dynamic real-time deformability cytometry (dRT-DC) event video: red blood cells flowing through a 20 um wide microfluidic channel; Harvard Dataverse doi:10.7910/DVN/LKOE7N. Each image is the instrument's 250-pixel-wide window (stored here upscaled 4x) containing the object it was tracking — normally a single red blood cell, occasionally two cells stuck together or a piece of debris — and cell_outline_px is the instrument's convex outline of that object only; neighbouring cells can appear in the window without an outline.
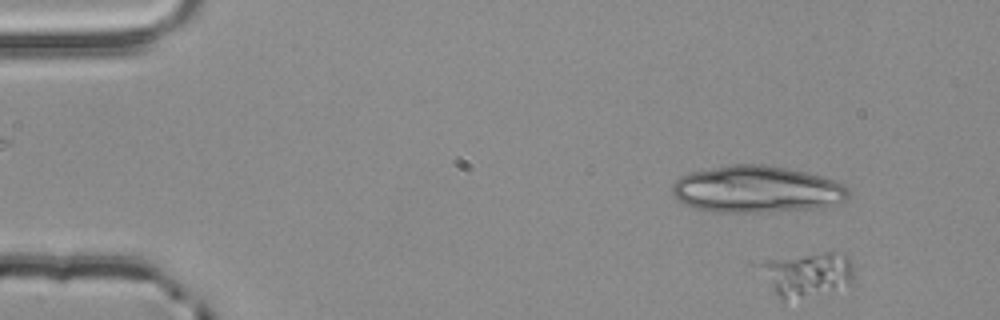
{"species": "common noctule bat (a hibernating species)", "species_latin": "Nyctalus noctula", "temperature_condition": "room temperature", "stored_images_in_passage": 6, "segment_of_instrument_passage": [1, 2], "camera_frame_rate_fps": 3000, "um_per_image_px": 0.085, "animal": {"sex": "male", "body_mass_g": 20.4}, "frame": {"image": 1, "passage_image": 5, "time_ms": 1.333, "image_size_px": [1000, 320], "cell_outline_px": [[848, 200], [820, 208], [768, 212], [708, 212], [692, 208], [684, 204], [672, 192], [672, 184], [680, 176], [688, 172], [732, 164], [764, 164], [788, 168], [820, 176], [844, 184], [848, 188]], "centroid_in_image_um": [64.3, 16.1], "position_along_channel_um": 20.7, "area_um2": 48.49}}